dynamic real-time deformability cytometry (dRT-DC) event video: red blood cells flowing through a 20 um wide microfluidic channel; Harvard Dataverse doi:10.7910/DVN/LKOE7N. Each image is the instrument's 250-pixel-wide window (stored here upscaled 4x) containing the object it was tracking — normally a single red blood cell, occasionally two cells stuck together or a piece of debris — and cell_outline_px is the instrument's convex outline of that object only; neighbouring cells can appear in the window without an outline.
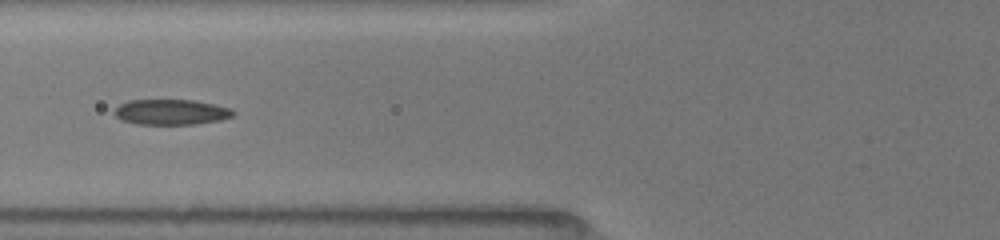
{"species": "common noctule bat (a hibernating species)", "species_latin": "Nyctalus noctula", "temperature_condition": "room temperature", "stored_images_in_passage": 20, "camera_frame_rate_fps": 3000, "um_per_image_px": 0.085, "animal": {"sex": "female", "body_mass_g": 19.5, "forearm_length_mm": 54.1}, "frame": {"image": 1, "passage_image": 9, "time_ms": 1.667, "image_size_px": [1000, 240], "cell_outline_px": [[236, 112], [232, 116], [220, 120], [196, 124], [136, 124], [120, 120], [112, 112], [120, 104], [128, 100], [196, 100], [232, 108]], "centroid_in_image_um": [14.54, 9.52], "position_along_channel_um": 111.3, "area_um2": 17.74}}
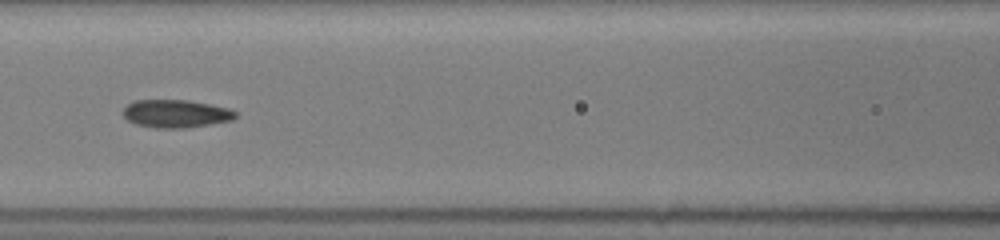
{"frame": {"image": 2, "passage_image": 14, "time_ms": 2.667, "image_size_px": [1000, 240], "cell_outline_px": [[236, 116], [232, 120], [184, 128], [156, 128], [136, 124], [128, 120], [124, 116], [124, 108], [132, 100], [188, 100], [228, 108], [236, 112]], "centroid_in_image_um": [14.92, 9.66], "position_along_channel_um": 151.7, "area_um2": 18.09}}
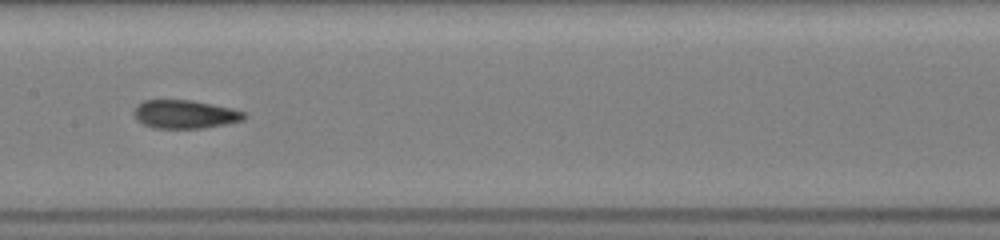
{"frame": {"image": 3, "passage_image": 19, "time_ms": 3.667, "image_size_px": [1000, 240], "cell_outline_px": [[248, 116], [244, 120], [204, 128], [152, 128], [136, 120], [132, 112], [136, 104], [144, 100], [192, 100], [232, 108], [244, 112]], "centroid_in_image_um": [15.69, 9.71], "position_along_channel_um": 191.7, "area_um2": 18.44}}